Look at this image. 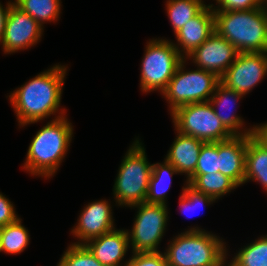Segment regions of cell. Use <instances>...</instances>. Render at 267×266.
Returning <instances> with one entry per match:
<instances>
[{
    "instance_id": "obj_1",
    "label": "cell",
    "mask_w": 267,
    "mask_h": 266,
    "mask_svg": "<svg viewBox=\"0 0 267 266\" xmlns=\"http://www.w3.org/2000/svg\"><path fill=\"white\" fill-rule=\"evenodd\" d=\"M66 72L67 66L56 64L10 93L9 100L19 127L37 123L51 115H55V119L66 115L65 108L59 109Z\"/></svg>"
},
{
    "instance_id": "obj_2",
    "label": "cell",
    "mask_w": 267,
    "mask_h": 266,
    "mask_svg": "<svg viewBox=\"0 0 267 266\" xmlns=\"http://www.w3.org/2000/svg\"><path fill=\"white\" fill-rule=\"evenodd\" d=\"M65 116L50 120L30 142L23 169L34 176L53 177L73 137V126Z\"/></svg>"
},
{
    "instance_id": "obj_3",
    "label": "cell",
    "mask_w": 267,
    "mask_h": 266,
    "mask_svg": "<svg viewBox=\"0 0 267 266\" xmlns=\"http://www.w3.org/2000/svg\"><path fill=\"white\" fill-rule=\"evenodd\" d=\"M225 244L212 232L190 227L170 241L164 254L169 266H227Z\"/></svg>"
},
{
    "instance_id": "obj_4",
    "label": "cell",
    "mask_w": 267,
    "mask_h": 266,
    "mask_svg": "<svg viewBox=\"0 0 267 266\" xmlns=\"http://www.w3.org/2000/svg\"><path fill=\"white\" fill-rule=\"evenodd\" d=\"M215 31L239 53L267 52V13L262 8L214 12Z\"/></svg>"
},
{
    "instance_id": "obj_5",
    "label": "cell",
    "mask_w": 267,
    "mask_h": 266,
    "mask_svg": "<svg viewBox=\"0 0 267 266\" xmlns=\"http://www.w3.org/2000/svg\"><path fill=\"white\" fill-rule=\"evenodd\" d=\"M142 142L132 143L119 166L113 195L118 206L130 207L146 201L152 164L147 161Z\"/></svg>"
},
{
    "instance_id": "obj_6",
    "label": "cell",
    "mask_w": 267,
    "mask_h": 266,
    "mask_svg": "<svg viewBox=\"0 0 267 266\" xmlns=\"http://www.w3.org/2000/svg\"><path fill=\"white\" fill-rule=\"evenodd\" d=\"M185 62L183 59L161 93L170 104V113L186 104L209 101L220 83V78L210 71L200 68L185 71Z\"/></svg>"
},
{
    "instance_id": "obj_7",
    "label": "cell",
    "mask_w": 267,
    "mask_h": 266,
    "mask_svg": "<svg viewBox=\"0 0 267 266\" xmlns=\"http://www.w3.org/2000/svg\"><path fill=\"white\" fill-rule=\"evenodd\" d=\"M183 59L171 40L156 38L147 42L140 70L141 91L162 93Z\"/></svg>"
},
{
    "instance_id": "obj_8",
    "label": "cell",
    "mask_w": 267,
    "mask_h": 266,
    "mask_svg": "<svg viewBox=\"0 0 267 266\" xmlns=\"http://www.w3.org/2000/svg\"><path fill=\"white\" fill-rule=\"evenodd\" d=\"M170 116L176 131L205 143L224 141L234 136L216 116L209 101L180 106Z\"/></svg>"
},
{
    "instance_id": "obj_9",
    "label": "cell",
    "mask_w": 267,
    "mask_h": 266,
    "mask_svg": "<svg viewBox=\"0 0 267 266\" xmlns=\"http://www.w3.org/2000/svg\"><path fill=\"white\" fill-rule=\"evenodd\" d=\"M132 207L137 208L131 232L127 230L132 253L160 252L158 245L169 218L167 205L142 202Z\"/></svg>"
},
{
    "instance_id": "obj_10",
    "label": "cell",
    "mask_w": 267,
    "mask_h": 266,
    "mask_svg": "<svg viewBox=\"0 0 267 266\" xmlns=\"http://www.w3.org/2000/svg\"><path fill=\"white\" fill-rule=\"evenodd\" d=\"M267 75V52L239 53L220 77L225 87L245 96Z\"/></svg>"
},
{
    "instance_id": "obj_11",
    "label": "cell",
    "mask_w": 267,
    "mask_h": 266,
    "mask_svg": "<svg viewBox=\"0 0 267 266\" xmlns=\"http://www.w3.org/2000/svg\"><path fill=\"white\" fill-rule=\"evenodd\" d=\"M43 27L14 3L10 6L4 35L1 40L5 54L28 49L41 40Z\"/></svg>"
},
{
    "instance_id": "obj_12",
    "label": "cell",
    "mask_w": 267,
    "mask_h": 266,
    "mask_svg": "<svg viewBox=\"0 0 267 266\" xmlns=\"http://www.w3.org/2000/svg\"><path fill=\"white\" fill-rule=\"evenodd\" d=\"M239 51L216 31L186 60H192L197 68L215 73L219 78L236 60ZM191 58V59H190Z\"/></svg>"
},
{
    "instance_id": "obj_13",
    "label": "cell",
    "mask_w": 267,
    "mask_h": 266,
    "mask_svg": "<svg viewBox=\"0 0 267 266\" xmlns=\"http://www.w3.org/2000/svg\"><path fill=\"white\" fill-rule=\"evenodd\" d=\"M111 204L104 200L88 203L81 211L78 223L71 233L79 240L73 244H85L90 239L99 237L115 229Z\"/></svg>"
},
{
    "instance_id": "obj_14",
    "label": "cell",
    "mask_w": 267,
    "mask_h": 266,
    "mask_svg": "<svg viewBox=\"0 0 267 266\" xmlns=\"http://www.w3.org/2000/svg\"><path fill=\"white\" fill-rule=\"evenodd\" d=\"M214 32V12L211 9V5L208 4L175 33L178 44H173L180 55L186 59L190 53L202 45Z\"/></svg>"
},
{
    "instance_id": "obj_15",
    "label": "cell",
    "mask_w": 267,
    "mask_h": 266,
    "mask_svg": "<svg viewBox=\"0 0 267 266\" xmlns=\"http://www.w3.org/2000/svg\"><path fill=\"white\" fill-rule=\"evenodd\" d=\"M96 260L104 266H123L128 248H130L127 230L114 229L84 244Z\"/></svg>"
},
{
    "instance_id": "obj_16",
    "label": "cell",
    "mask_w": 267,
    "mask_h": 266,
    "mask_svg": "<svg viewBox=\"0 0 267 266\" xmlns=\"http://www.w3.org/2000/svg\"><path fill=\"white\" fill-rule=\"evenodd\" d=\"M247 135H234L218 142L219 172L238 186L244 184Z\"/></svg>"
},
{
    "instance_id": "obj_17",
    "label": "cell",
    "mask_w": 267,
    "mask_h": 266,
    "mask_svg": "<svg viewBox=\"0 0 267 266\" xmlns=\"http://www.w3.org/2000/svg\"><path fill=\"white\" fill-rule=\"evenodd\" d=\"M243 97H244L243 95L219 83L215 89V92L213 93V95L209 100V102L213 106L216 116L221 120L223 125L233 135H252V132L255 128V125H253V127L247 128L246 130V128H244L243 126L245 123L242 117L237 116L236 112L235 113L233 112L235 110L234 109L235 103ZM233 104L234 106L232 107ZM230 107H232L234 110ZM220 108L221 110L219 111ZM227 110L230 112L225 114L224 112H226Z\"/></svg>"
},
{
    "instance_id": "obj_18",
    "label": "cell",
    "mask_w": 267,
    "mask_h": 266,
    "mask_svg": "<svg viewBox=\"0 0 267 266\" xmlns=\"http://www.w3.org/2000/svg\"><path fill=\"white\" fill-rule=\"evenodd\" d=\"M205 142L193 136L177 131L165 160L180 173H185L187 180L195 173L200 149Z\"/></svg>"
},
{
    "instance_id": "obj_19",
    "label": "cell",
    "mask_w": 267,
    "mask_h": 266,
    "mask_svg": "<svg viewBox=\"0 0 267 266\" xmlns=\"http://www.w3.org/2000/svg\"><path fill=\"white\" fill-rule=\"evenodd\" d=\"M250 180L259 182L267 192V150L253 135H247L244 184Z\"/></svg>"
},
{
    "instance_id": "obj_20",
    "label": "cell",
    "mask_w": 267,
    "mask_h": 266,
    "mask_svg": "<svg viewBox=\"0 0 267 266\" xmlns=\"http://www.w3.org/2000/svg\"><path fill=\"white\" fill-rule=\"evenodd\" d=\"M174 174L180 173L166 160L162 163L152 164V172L145 202L166 205L167 191L171 187L172 176Z\"/></svg>"
},
{
    "instance_id": "obj_21",
    "label": "cell",
    "mask_w": 267,
    "mask_h": 266,
    "mask_svg": "<svg viewBox=\"0 0 267 266\" xmlns=\"http://www.w3.org/2000/svg\"><path fill=\"white\" fill-rule=\"evenodd\" d=\"M186 183L197 192L211 196L215 200L239 187L232 179L220 172L193 174Z\"/></svg>"
},
{
    "instance_id": "obj_22",
    "label": "cell",
    "mask_w": 267,
    "mask_h": 266,
    "mask_svg": "<svg viewBox=\"0 0 267 266\" xmlns=\"http://www.w3.org/2000/svg\"><path fill=\"white\" fill-rule=\"evenodd\" d=\"M13 2L42 27L45 23L58 21L61 13V0H14Z\"/></svg>"
},
{
    "instance_id": "obj_23",
    "label": "cell",
    "mask_w": 267,
    "mask_h": 266,
    "mask_svg": "<svg viewBox=\"0 0 267 266\" xmlns=\"http://www.w3.org/2000/svg\"><path fill=\"white\" fill-rule=\"evenodd\" d=\"M202 0H167L166 11L174 34L195 17L204 7Z\"/></svg>"
},
{
    "instance_id": "obj_24",
    "label": "cell",
    "mask_w": 267,
    "mask_h": 266,
    "mask_svg": "<svg viewBox=\"0 0 267 266\" xmlns=\"http://www.w3.org/2000/svg\"><path fill=\"white\" fill-rule=\"evenodd\" d=\"M21 221L22 219L18 218L13 223L0 228L1 252L20 254L29 245L30 235Z\"/></svg>"
},
{
    "instance_id": "obj_25",
    "label": "cell",
    "mask_w": 267,
    "mask_h": 266,
    "mask_svg": "<svg viewBox=\"0 0 267 266\" xmlns=\"http://www.w3.org/2000/svg\"><path fill=\"white\" fill-rule=\"evenodd\" d=\"M239 249L227 266H267V235Z\"/></svg>"
},
{
    "instance_id": "obj_26",
    "label": "cell",
    "mask_w": 267,
    "mask_h": 266,
    "mask_svg": "<svg viewBox=\"0 0 267 266\" xmlns=\"http://www.w3.org/2000/svg\"><path fill=\"white\" fill-rule=\"evenodd\" d=\"M57 266H104L84 244H70Z\"/></svg>"
},
{
    "instance_id": "obj_27",
    "label": "cell",
    "mask_w": 267,
    "mask_h": 266,
    "mask_svg": "<svg viewBox=\"0 0 267 266\" xmlns=\"http://www.w3.org/2000/svg\"><path fill=\"white\" fill-rule=\"evenodd\" d=\"M219 172L218 142L204 143L200 149L194 174Z\"/></svg>"
},
{
    "instance_id": "obj_28",
    "label": "cell",
    "mask_w": 267,
    "mask_h": 266,
    "mask_svg": "<svg viewBox=\"0 0 267 266\" xmlns=\"http://www.w3.org/2000/svg\"><path fill=\"white\" fill-rule=\"evenodd\" d=\"M182 194L179 197V208H181V212H188L192 213L196 208H201L204 205H210L216 200L212 198L211 196L202 194L200 192H197L192 187H190L186 182L185 186L182 187ZM198 208V209H199ZM194 213V212H193ZM192 213V215H193ZM187 216V215H186Z\"/></svg>"
},
{
    "instance_id": "obj_29",
    "label": "cell",
    "mask_w": 267,
    "mask_h": 266,
    "mask_svg": "<svg viewBox=\"0 0 267 266\" xmlns=\"http://www.w3.org/2000/svg\"><path fill=\"white\" fill-rule=\"evenodd\" d=\"M124 266H169L165 254L160 252L133 253Z\"/></svg>"
},
{
    "instance_id": "obj_30",
    "label": "cell",
    "mask_w": 267,
    "mask_h": 266,
    "mask_svg": "<svg viewBox=\"0 0 267 266\" xmlns=\"http://www.w3.org/2000/svg\"><path fill=\"white\" fill-rule=\"evenodd\" d=\"M216 3L218 6L210 4L213 12L243 11L262 8V0H216Z\"/></svg>"
},
{
    "instance_id": "obj_31",
    "label": "cell",
    "mask_w": 267,
    "mask_h": 266,
    "mask_svg": "<svg viewBox=\"0 0 267 266\" xmlns=\"http://www.w3.org/2000/svg\"><path fill=\"white\" fill-rule=\"evenodd\" d=\"M13 203L0 192V228L18 219Z\"/></svg>"
},
{
    "instance_id": "obj_32",
    "label": "cell",
    "mask_w": 267,
    "mask_h": 266,
    "mask_svg": "<svg viewBox=\"0 0 267 266\" xmlns=\"http://www.w3.org/2000/svg\"><path fill=\"white\" fill-rule=\"evenodd\" d=\"M252 135L265 147L267 150V122L256 125Z\"/></svg>"
},
{
    "instance_id": "obj_33",
    "label": "cell",
    "mask_w": 267,
    "mask_h": 266,
    "mask_svg": "<svg viewBox=\"0 0 267 266\" xmlns=\"http://www.w3.org/2000/svg\"><path fill=\"white\" fill-rule=\"evenodd\" d=\"M13 3L14 2L12 1L7 2L6 7H3L2 4L0 3V43L4 35L9 9Z\"/></svg>"
},
{
    "instance_id": "obj_34",
    "label": "cell",
    "mask_w": 267,
    "mask_h": 266,
    "mask_svg": "<svg viewBox=\"0 0 267 266\" xmlns=\"http://www.w3.org/2000/svg\"><path fill=\"white\" fill-rule=\"evenodd\" d=\"M262 7L265 10V12L267 13V0H262Z\"/></svg>"
},
{
    "instance_id": "obj_35",
    "label": "cell",
    "mask_w": 267,
    "mask_h": 266,
    "mask_svg": "<svg viewBox=\"0 0 267 266\" xmlns=\"http://www.w3.org/2000/svg\"><path fill=\"white\" fill-rule=\"evenodd\" d=\"M0 252H1V234H0Z\"/></svg>"
}]
</instances>
